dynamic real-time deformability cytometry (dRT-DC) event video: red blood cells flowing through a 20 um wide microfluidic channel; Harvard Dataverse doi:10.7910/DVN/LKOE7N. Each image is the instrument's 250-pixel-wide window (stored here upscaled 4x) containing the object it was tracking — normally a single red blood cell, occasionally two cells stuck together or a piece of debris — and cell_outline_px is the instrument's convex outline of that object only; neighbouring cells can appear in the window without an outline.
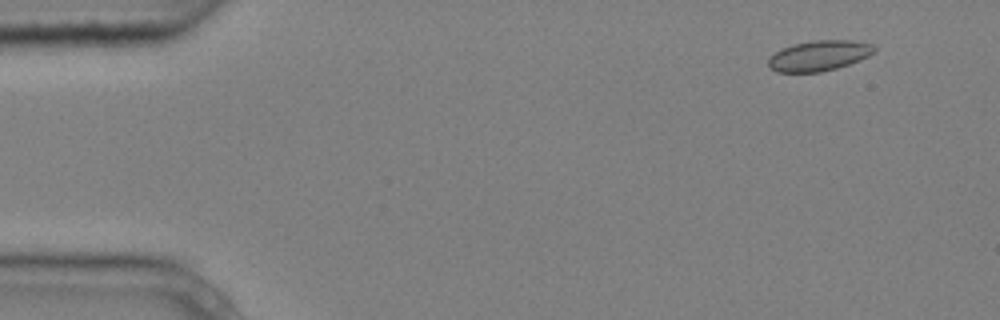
{"species": "common noctule bat (a hibernating species)", "species_latin": "Nyctalus noctula", "temperature_condition": "cold", "stored_images_in_passage": 5, "camera_frame_rate_fps": 3000, "um_per_image_px": 0.085, "animal": {"sex": "male", "body_mass_g": 20.4}, "frame": {"image": 1, "passage_image": 2, "time_ms": 0.333, "image_size_px": [1000, 320], "cell_outline_px": [[876, 48], [868, 56], [860, 60], [836, 68], [820, 72], [776, 72], [768, 68], [768, 60], [780, 48], [792, 44], [816, 40], [852, 40], [872, 44]], "centroid_in_image_um": [69.59, 4.73], "position_along_channel_um": 15.4, "area_um2": 18.73}}
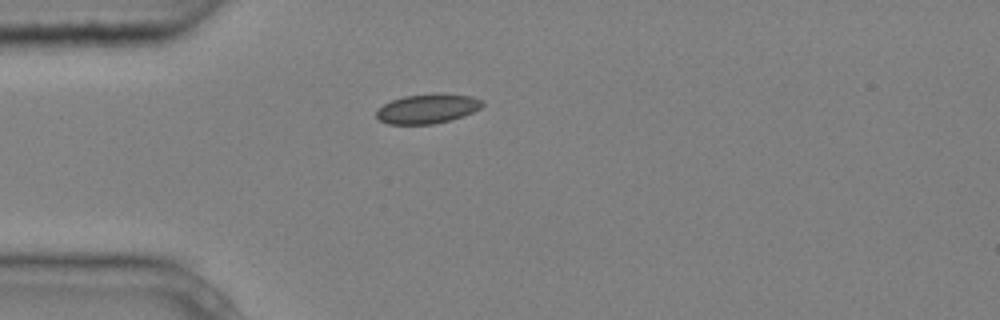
{"frame": {"image": 2, "passage_image": 5, "time_ms": 1.333, "image_size_px": [1000, 320], "cell_outline_px": [[484, 104], [480, 108], [464, 116], [452, 120], [432, 124], [388, 124], [380, 120], [376, 116], [376, 112], [384, 104], [392, 100], [404, 96], [436, 92], [472, 96], [484, 100]], "centroid_in_image_um": [36.38, 9.22], "position_along_channel_um": 48.6, "area_um2": 18.44}}